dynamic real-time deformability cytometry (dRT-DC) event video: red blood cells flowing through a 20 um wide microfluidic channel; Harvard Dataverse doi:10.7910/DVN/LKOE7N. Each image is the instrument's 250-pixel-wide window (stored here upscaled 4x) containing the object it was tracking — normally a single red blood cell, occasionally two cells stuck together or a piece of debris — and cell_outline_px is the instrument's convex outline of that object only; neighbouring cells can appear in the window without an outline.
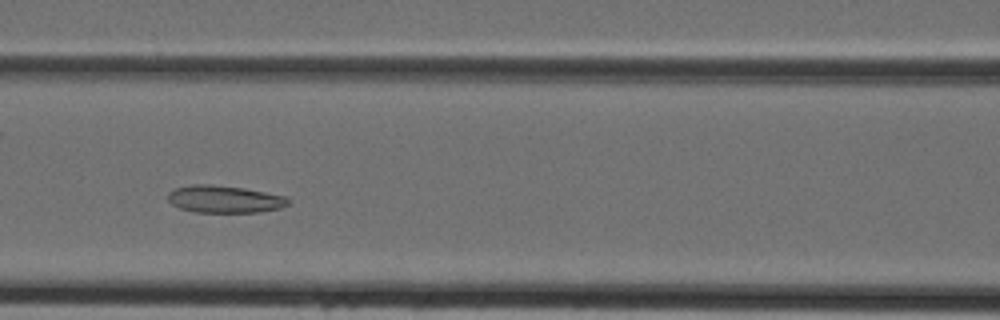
{"species": "Egyptian fruit bat (a non-hibernating species)", "species_latin": "Rousettus aegyptiacus", "temperature_condition": "cold", "stored_images_in_passage": 39, "camera_frame_rate_fps": 3000, "um_per_image_px": 0.085, "animal": {"sex": "female"}, "frame": {"image": 1, "passage_image": 14, "time_ms": 4.333, "image_size_px": [1000, 320], "cell_outline_px": [[292, 200], [288, 204], [280, 208], [260, 212], [196, 212], [180, 208], [172, 204], [168, 200], [168, 192], [176, 188], [192, 184], [212, 184], [244, 188], [284, 196]], "centroid_in_image_um": [19.08, 16.92], "position_along_channel_um": 147.5, "area_um2": 19.13}}
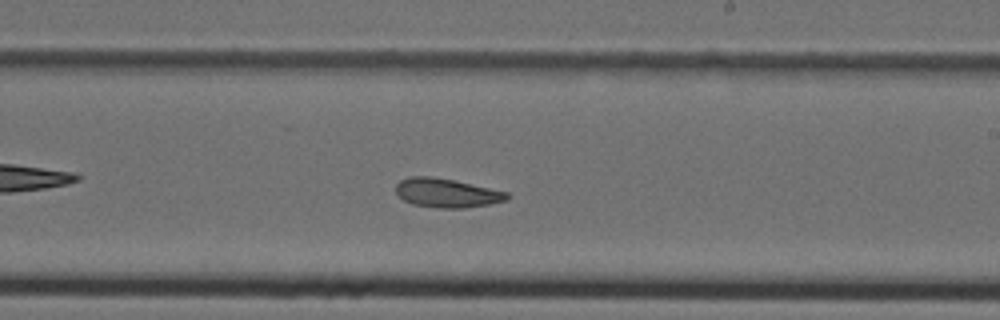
{"frame": {"image": 2, "passage_image": 21, "time_ms": 6.667, "image_size_px": [1000, 320], "cell_outline_px": [[508, 200], [488, 204], [464, 208], [436, 208], [412, 204], [404, 200], [396, 192], [396, 184], [400, 180], [408, 176], [432, 176], [452, 180], [508, 192]], "centroid_in_image_um": [37.93, 16.4], "position_along_channel_um": 251.1, "area_um2": 18.67}}
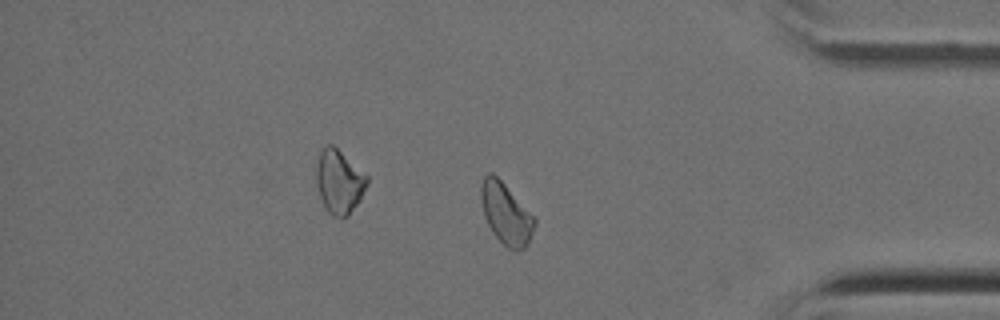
{"frame": {"image": 3, "passage_image": 32, "time_ms": 10.333, "image_size_px": [1000, 320], "cell_outline_px": [[536, 224], [528, 244], [524, 248], [516, 252], [508, 248], [492, 232], [484, 216], [480, 196], [480, 188], [484, 176], [488, 172], [492, 172], [504, 184], [536, 220]], "centroid_in_image_um": [42.99, 18.18], "position_along_channel_um": 392.2, "area_um2": 18.79}}